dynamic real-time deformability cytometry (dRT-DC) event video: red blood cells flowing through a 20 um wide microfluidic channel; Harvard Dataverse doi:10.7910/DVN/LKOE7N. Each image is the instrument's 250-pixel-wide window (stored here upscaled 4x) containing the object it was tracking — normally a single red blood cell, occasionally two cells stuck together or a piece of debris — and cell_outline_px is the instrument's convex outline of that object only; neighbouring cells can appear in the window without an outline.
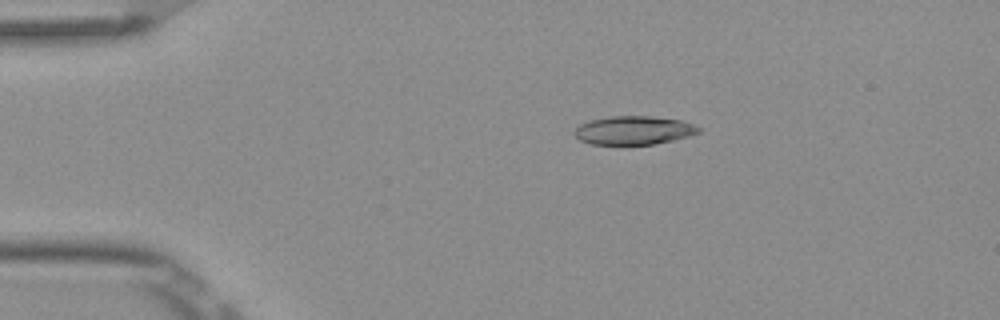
{"species": "Egyptian fruit bat (a non-hibernating species)", "species_latin": "Rousettus aegyptiacus", "temperature_condition": "room temperature", "stored_images_in_passage": 6, "camera_frame_rate_fps": 3000, "um_per_image_px": 0.085, "frame": {"image": 1, "passage_image": 3, "time_ms": 0.667, "image_size_px": [1000, 320], "cell_outline_px": [[700, 132], [688, 136], [656, 144], [592, 144], [580, 140], [576, 136], [576, 128], [580, 124], [592, 120], [612, 116], [652, 116], [680, 120], [692, 124], [700, 128]], "centroid_in_image_um": [53.89, 11.07], "position_along_channel_um": 31.1, "area_um2": 20.35}}
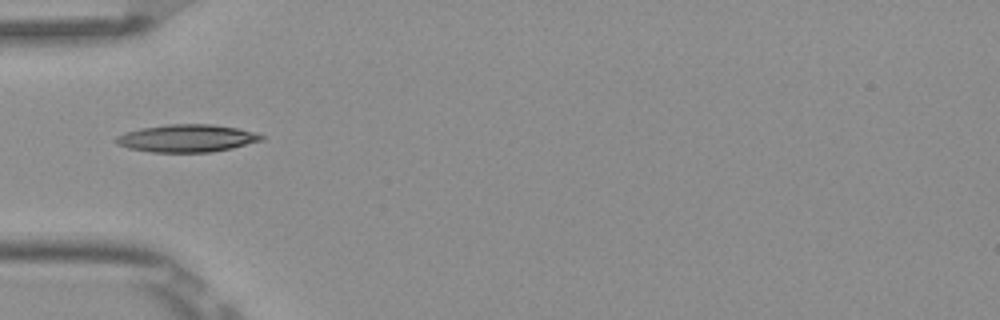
{"frame": {"image": 2, "passage_image": 5, "time_ms": 1.333, "image_size_px": [1000, 320], "cell_outline_px": [[264, 140], [232, 148], [212, 152], [152, 152], [128, 148], [116, 144], [116, 136], [124, 132], [140, 128], [168, 124], [212, 124], [236, 128], [252, 132], [264, 136]], "centroid_in_image_um": [15.86, 11.75], "position_along_channel_um": 69.1, "area_um2": 23.35}}
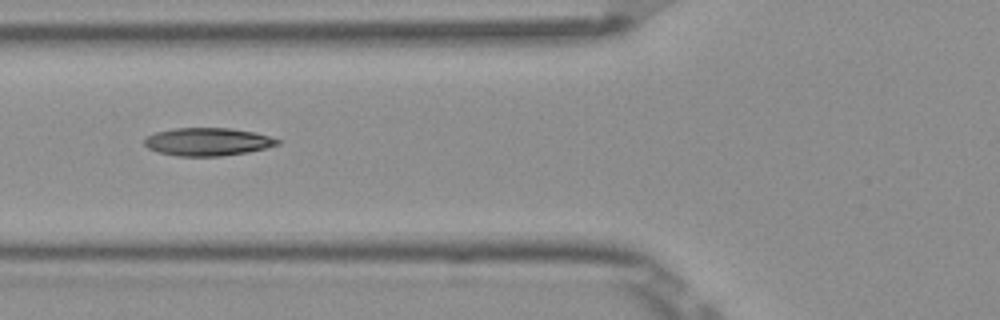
{"frame": {"image": 3, "passage_image": 6, "time_ms": 1.667, "image_size_px": [1000, 320], "cell_outline_px": [[280, 144], [248, 152], [220, 156], [176, 156], [156, 152], [148, 148], [144, 144], [144, 140], [148, 136], [156, 132], [172, 128], [228, 128], [256, 132], [280, 140]], "centroid_in_image_um": [17.63, 12.05], "position_along_channel_um": 108.2, "area_um2": 21.68}}